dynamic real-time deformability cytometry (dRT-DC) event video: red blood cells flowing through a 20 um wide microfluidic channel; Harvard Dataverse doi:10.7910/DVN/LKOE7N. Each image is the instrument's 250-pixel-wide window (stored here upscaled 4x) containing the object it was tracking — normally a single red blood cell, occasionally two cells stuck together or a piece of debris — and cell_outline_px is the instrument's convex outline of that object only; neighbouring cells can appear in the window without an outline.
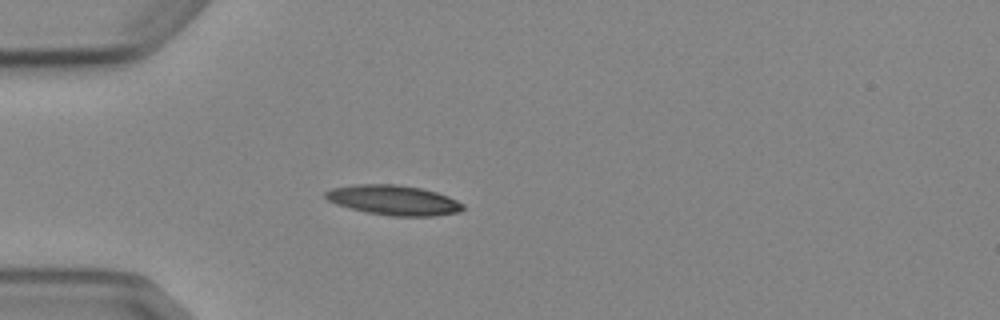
{"species": "Egyptian fruit bat (a non-hibernating species)", "species_latin": "Rousettus aegyptiacus", "temperature_condition": "cold", "stored_images_in_passage": 1, "camera_frame_rate_fps": 3000, "um_per_image_px": 0.085, "animal": {"sex": "female"}, "frame": {"image": 1, "passage_image": 1, "time_ms": 0.0, "image_size_px": [1000, 320], "cell_outline_px": [[464, 208], [460, 212], [432, 216], [392, 216], [368, 212], [336, 204], [328, 200], [324, 196], [324, 192], [332, 188], [356, 184], [396, 184], [420, 188], [436, 192], [448, 196], [464, 204]], "centroid_in_image_um": [33.47, 17.01], "position_along_channel_um": 51.5, "area_um2": 23.81}}